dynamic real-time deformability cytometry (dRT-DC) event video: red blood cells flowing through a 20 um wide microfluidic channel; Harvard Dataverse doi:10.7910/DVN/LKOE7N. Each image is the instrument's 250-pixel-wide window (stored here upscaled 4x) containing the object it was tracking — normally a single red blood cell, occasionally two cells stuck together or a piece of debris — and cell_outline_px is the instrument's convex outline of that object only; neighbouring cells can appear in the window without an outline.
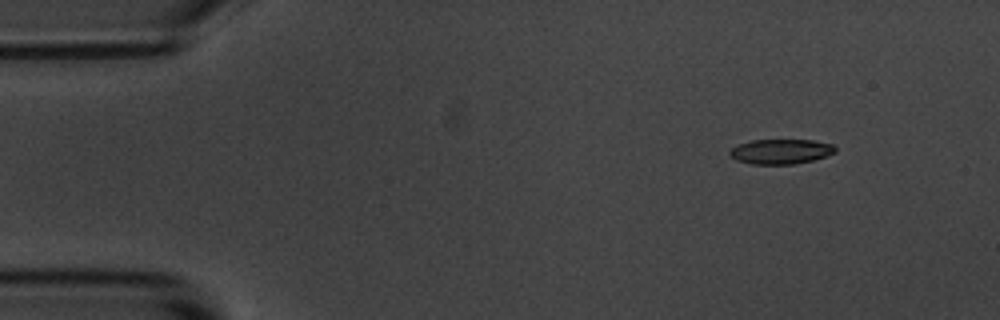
{"species": "common noctule bat (a hibernating species)", "species_latin": "Nyctalus noctula", "temperature_condition": "room temperature", "stored_images_in_passage": 7, "camera_frame_rate_fps": 3000, "um_per_image_px": 0.085, "animal": {"sex": "male", "body_mass_g": 20.1, "forearm_length_mm": 53.5}, "frame": {"image": 1, "passage_image": 2, "time_ms": 1.0, "image_size_px": [1000, 320], "cell_outline_px": [[836, 152], [812, 160], [792, 164], [752, 164], [736, 160], [728, 152], [736, 144], [752, 140], [812, 140], [832, 144], [836, 148]], "centroid_in_image_um": [66.34, 12.87], "position_along_channel_um": 18.7, "area_um2": 15.2}}
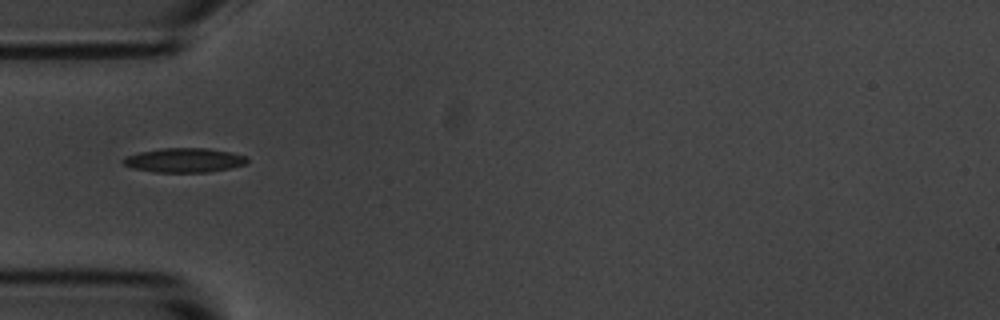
{"frame": {"image": 2, "passage_image": 5, "time_ms": 4.667, "image_size_px": [1000, 320], "cell_outline_px": [[248, 164], [232, 168], [208, 172], [156, 172], [132, 168], [124, 164], [120, 160], [124, 156], [140, 152], [160, 148], [208, 148], [248, 156]], "centroid_in_image_um": [15.67, 13.62], "position_along_channel_um": 69.3, "area_um2": 17.74}}
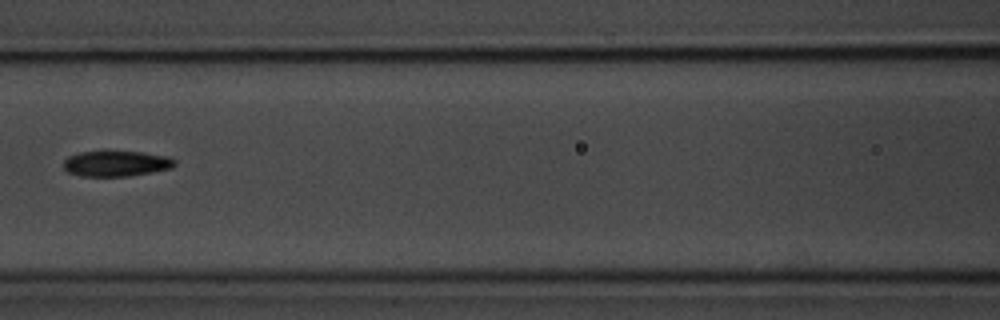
{"frame": {"image": 3, "passage_image": 7, "time_ms": 7.0, "image_size_px": [1000, 320], "cell_outline_px": [[176, 164], [172, 168], [152, 172], [128, 176], [80, 176], [68, 172], [64, 168], [64, 160], [68, 156], [80, 152], [140, 152], [168, 156], [176, 160]], "centroid_in_image_um": [9.89, 13.91], "position_along_channel_um": 156.7, "area_um2": 16.47}}